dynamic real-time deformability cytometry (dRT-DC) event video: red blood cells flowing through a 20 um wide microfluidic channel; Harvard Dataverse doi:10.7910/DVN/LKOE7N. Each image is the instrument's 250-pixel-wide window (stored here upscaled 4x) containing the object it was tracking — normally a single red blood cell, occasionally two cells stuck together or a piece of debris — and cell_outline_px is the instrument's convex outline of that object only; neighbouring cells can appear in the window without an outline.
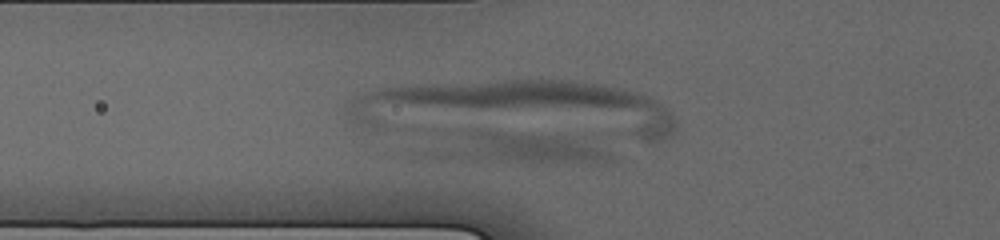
{"species": "human", "species_latin": "Homo sapiens", "temperature_condition": "cold", "stored_images_in_passage": 21, "camera_frame_rate_fps": 3000, "um_per_image_px": 0.085, "donor": {"sex": "male"}, "frame": {"image": 1, "passage_image": 7, "time_ms": 1.0, "image_size_px": [1000, 240], "cell_outline_px": [[616, 160], [428, 160], [400, 156], [400, 152], [404, 148], [460, 128], [488, 128], [568, 136], [612, 152]], "centroid_in_image_um": [42.84, 12.48], "position_along_channel_um": 83.0, "area_um2": 36.65}}